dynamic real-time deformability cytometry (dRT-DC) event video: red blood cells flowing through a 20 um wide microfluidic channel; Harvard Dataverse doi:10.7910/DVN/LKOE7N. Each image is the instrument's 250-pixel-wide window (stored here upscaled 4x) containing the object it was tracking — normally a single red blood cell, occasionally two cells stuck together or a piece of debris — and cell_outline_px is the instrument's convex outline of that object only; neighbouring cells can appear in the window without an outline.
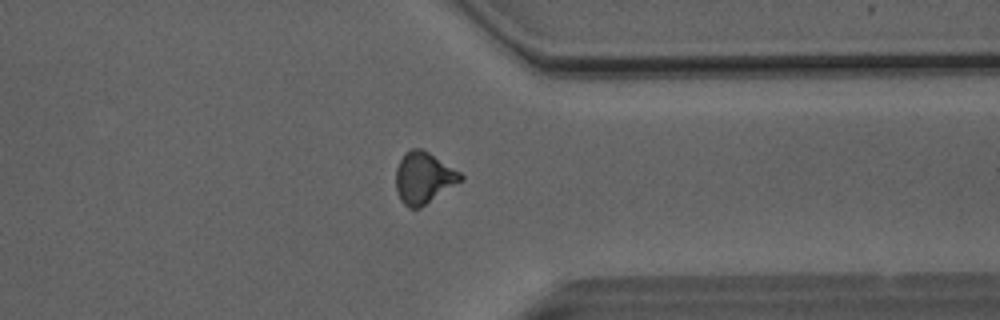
{"species": "Egyptian fruit bat (a non-hibernating species)", "species_latin": "Rousettus aegyptiacus", "temperature_condition": "room temperature", "stored_images_in_passage": 49, "camera_frame_rate_fps": 3000, "um_per_image_px": 0.085, "animal": {"sex": "male"}, "frame": {"image": 1, "passage_image": 39, "time_ms": 12.667, "image_size_px": [1000, 320], "cell_outline_px": [[464, 180], [420, 208], [408, 208], [400, 200], [396, 188], [396, 168], [404, 152], [412, 148], [420, 148], [428, 152], [460, 172], [464, 176]], "centroid_in_image_um": [36.01, 15.12], "position_along_channel_um": 375.4, "area_um2": 19.48}}
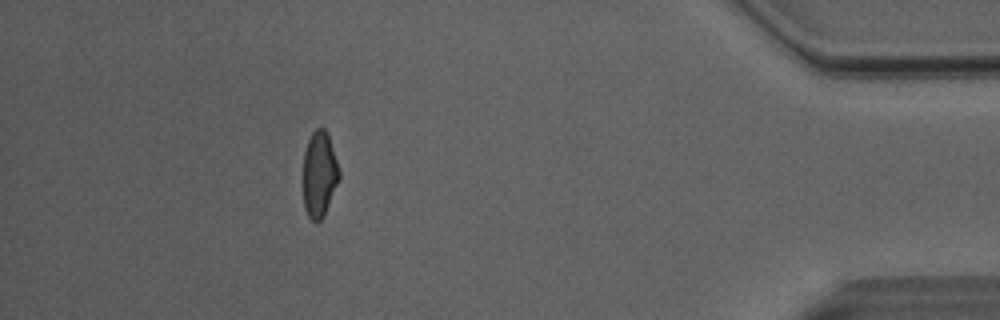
{"frame": {"image": 2, "passage_image": 45, "time_ms": 14.667, "image_size_px": [1000, 320], "cell_outline_px": [[340, 180], [324, 216], [316, 224], [308, 216], [304, 208], [304, 152], [308, 140], [312, 132], [316, 128], [324, 128], [328, 132], [340, 168]], "centroid_in_image_um": [27.18, 14.81], "position_along_channel_um": 408.0, "area_um2": 18.38}}